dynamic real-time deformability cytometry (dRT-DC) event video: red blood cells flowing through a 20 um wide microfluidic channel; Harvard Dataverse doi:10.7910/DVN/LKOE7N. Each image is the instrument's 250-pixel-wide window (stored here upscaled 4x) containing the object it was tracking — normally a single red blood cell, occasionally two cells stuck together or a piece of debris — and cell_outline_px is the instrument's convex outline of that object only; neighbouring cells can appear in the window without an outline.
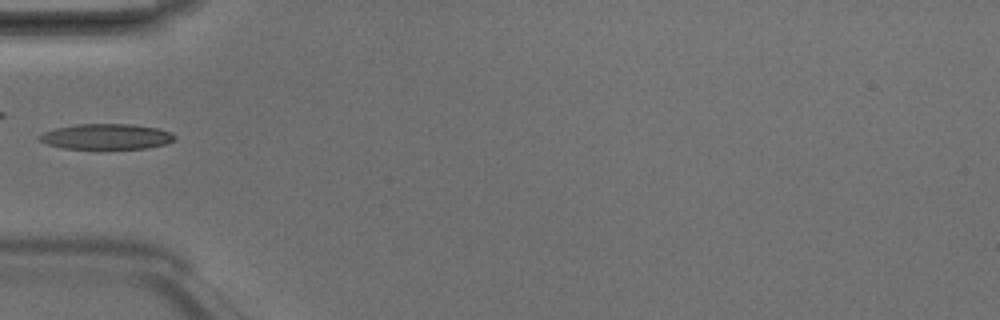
{"species": "Egyptian fruit bat (a non-hibernating species)", "species_latin": "Rousettus aegyptiacus", "temperature_condition": "room temperature", "stored_images_in_passage": 4, "camera_frame_rate_fps": 3000, "um_per_image_px": 0.085, "animal": {"sex": "male"}, "frame": {"image": 1, "passage_image": 4, "time_ms": 1.0, "image_size_px": [1000, 320], "cell_outline_px": [[176, 140], [164, 144], [144, 148], [64, 148], [44, 144], [36, 136], [44, 132], [56, 128], [76, 124], [132, 124], [160, 128], [172, 132], [176, 136]], "centroid_in_image_um": [9.05, 11.6], "position_along_channel_um": 76.0, "area_um2": 20.11}}